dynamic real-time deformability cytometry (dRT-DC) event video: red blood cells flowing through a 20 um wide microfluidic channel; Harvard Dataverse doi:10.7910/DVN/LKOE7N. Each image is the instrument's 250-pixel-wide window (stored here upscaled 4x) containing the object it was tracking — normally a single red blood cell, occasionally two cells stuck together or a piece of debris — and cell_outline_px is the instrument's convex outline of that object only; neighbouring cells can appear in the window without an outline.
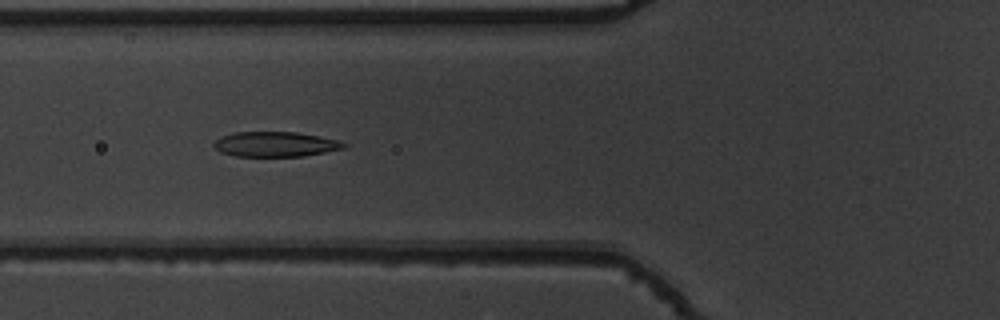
{"species": "common noctule bat (a hibernating species)", "species_latin": "Nyctalus noctula", "temperature_condition": "warm", "stored_images_in_passage": 50, "camera_frame_rate_fps": 3000, "um_per_image_px": 0.085, "animal": {"sex": "male", "body_mass_g": 19.5, "forearm_length_mm": 54.6}, "frame": {"image": 1, "passage_image": 17, "time_ms": 5.333, "image_size_px": [1000, 320], "cell_outline_px": [[348, 144], [344, 148], [304, 156], [236, 156], [220, 152], [212, 144], [216, 140], [224, 136], [236, 132], [296, 132], [340, 140]], "centroid_in_image_um": [23.43, 12.26], "position_along_channel_um": 102.4, "area_um2": 18.79}}
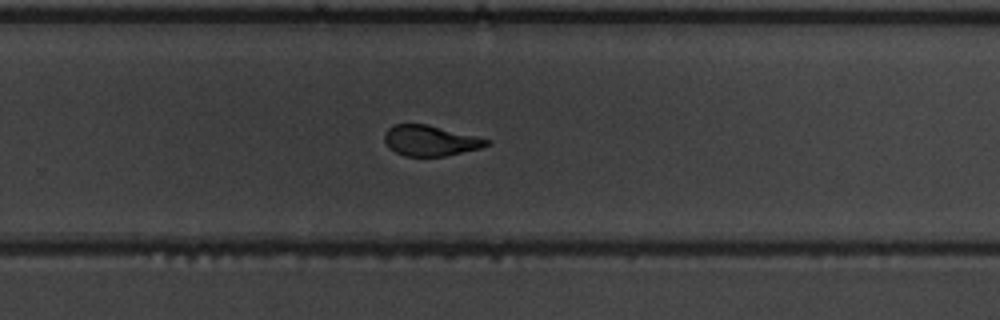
{"frame": {"image": 2, "passage_image": 32, "time_ms": 10.333, "image_size_px": [1000, 320], "cell_outline_px": [[492, 140], [488, 144], [480, 148], [444, 156], [404, 156], [396, 152], [384, 140], [384, 132], [392, 124], [428, 124]], "centroid_in_image_um": [36.57, 11.94], "position_along_channel_um": 293.2, "area_um2": 18.03}}
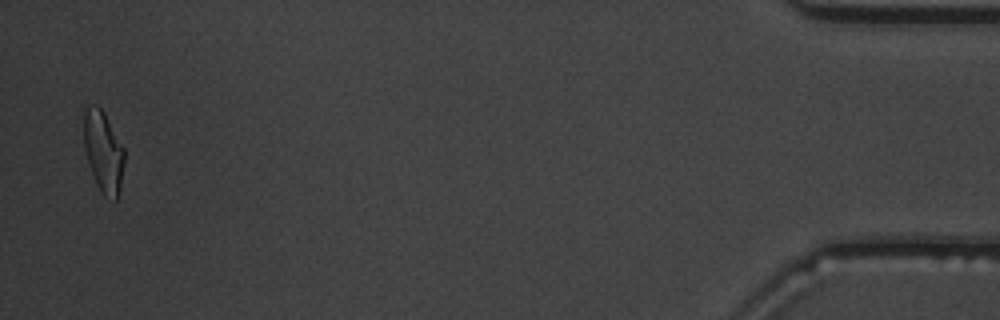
{"frame": {"image": 3, "passage_image": 49, "time_ms": 16.0, "image_size_px": [1000, 320], "cell_outline_px": [[124, 164], [120, 192], [116, 200], [104, 196], [96, 184], [88, 164], [84, 148], [80, 104], [96, 104], [104, 112], [124, 148]], "centroid_in_image_um": [8.72, 12.79], "position_along_channel_um": 426.5, "area_um2": 20.11}, "authors_computed_cell_mechanics": {"area_um2": 19.3919, "velocity_mm_per_s": 3.8252, "shape_relaxation_time_tau1_ms": 3.6518, "shape_relaxation_time_tau2_ms": 0.8527, "deformation_change_tau1": 0.1855, "deformation_change_tau2": 0.0767}}